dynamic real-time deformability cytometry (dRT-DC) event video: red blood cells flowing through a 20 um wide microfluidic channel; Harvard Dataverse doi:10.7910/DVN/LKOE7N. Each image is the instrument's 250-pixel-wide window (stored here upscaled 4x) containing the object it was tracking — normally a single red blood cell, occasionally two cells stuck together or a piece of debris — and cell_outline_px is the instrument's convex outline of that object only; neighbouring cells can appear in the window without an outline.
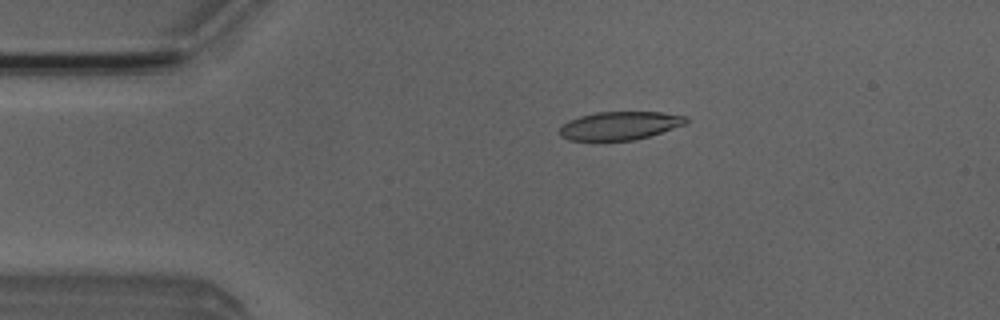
{"species": "Egyptian fruit bat (a non-hibernating species)", "species_latin": "Rousettus aegyptiacus", "temperature_condition": "room temperature", "stored_images_in_passage": 42, "camera_frame_rate_fps": 3000, "um_per_image_px": 0.085, "animal": {"sex": "male"}, "frame": {"image": 1, "passage_image": 1, "time_ms": 0.0, "image_size_px": [1000, 320], "cell_outline_px": [[688, 120], [684, 124], [648, 136], [632, 140], [568, 140], [560, 136], [560, 128], [568, 120], [580, 116], [596, 112], [660, 112], [688, 116]], "centroid_in_image_um": [52.66, 10.67], "position_along_channel_um": 32.3, "area_um2": 20.58}}
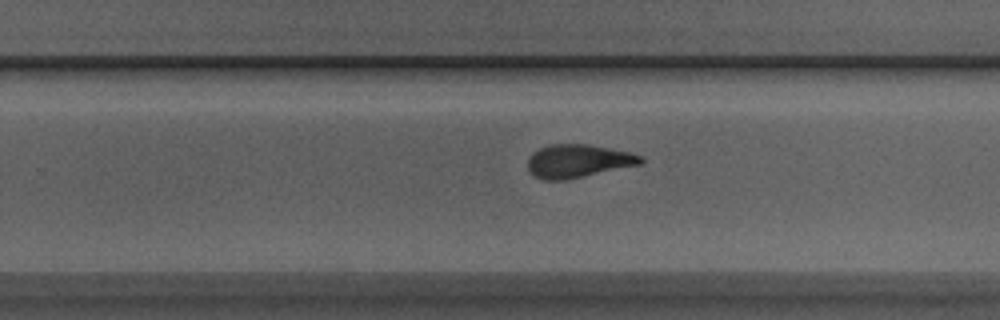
{"frame": {"image": 2, "passage_image": 23, "time_ms": 7.333, "image_size_px": [1000, 320], "cell_outline_px": [[644, 160], [640, 164], [564, 180], [544, 180], [532, 176], [528, 172], [528, 156], [532, 152], [548, 144], [588, 144], [628, 152], [644, 156]], "centroid_in_image_um": [49.07, 13.68], "position_along_channel_um": 280.7, "area_um2": 21.85}}
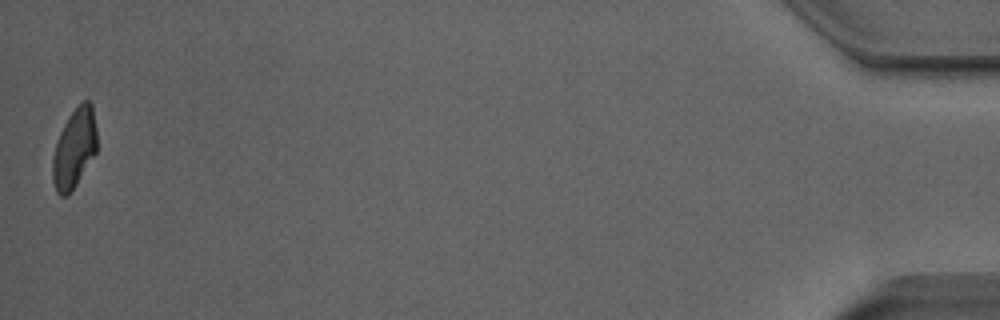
{"frame": {"image": 3, "passage_image": 42, "time_ms": 13.667, "image_size_px": [1000, 320], "cell_outline_px": [[96, 152], [76, 184], [68, 196], [60, 196], [56, 192], [52, 180], [52, 156], [56, 140], [68, 116], [84, 100], [88, 100], [92, 104], [96, 128]], "centroid_in_image_um": [6.29, 12.63], "position_along_channel_um": 428.9, "area_um2": 20.52}, "authors_computed_cell_mechanics": {"area_um2": 21.9351, "velocity_mm_per_s": 3.9521, "shape_relaxation_time_tau1_ms": 7.0375, "shape_relaxation_time_tau2_ms": 2.0478, "deformation_change_tau1": 0.2018, "deformation_change_tau2": 0.0854}}